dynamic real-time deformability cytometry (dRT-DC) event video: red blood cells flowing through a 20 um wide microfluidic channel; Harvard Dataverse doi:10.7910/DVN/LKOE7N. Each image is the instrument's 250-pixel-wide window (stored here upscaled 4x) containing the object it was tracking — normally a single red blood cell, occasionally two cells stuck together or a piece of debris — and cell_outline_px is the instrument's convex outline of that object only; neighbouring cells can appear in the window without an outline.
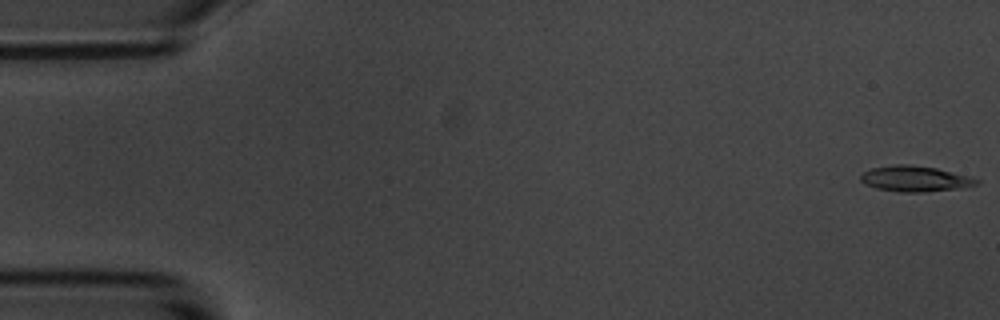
{"species": "common noctule bat (a hibernating species)", "species_latin": "Nyctalus noctula", "temperature_condition": "room temperature", "stored_images_in_passage": 55, "camera_frame_rate_fps": 3000, "um_per_image_px": 0.085, "animal": {"sex": "male", "body_mass_g": 20.1, "forearm_length_mm": 53.5}, "frame": {"image": 1, "passage_image": 1, "time_ms": 0.0, "image_size_px": [1000, 320], "cell_outline_px": [[980, 184], [960, 188], [920, 192], [900, 192], [876, 188], [864, 184], [860, 180], [860, 172], [872, 168], [896, 164], [908, 164], [936, 168], [980, 180]], "centroid_in_image_um": [77.71, 15.19], "position_along_channel_um": 7.3, "area_um2": 17.22}}
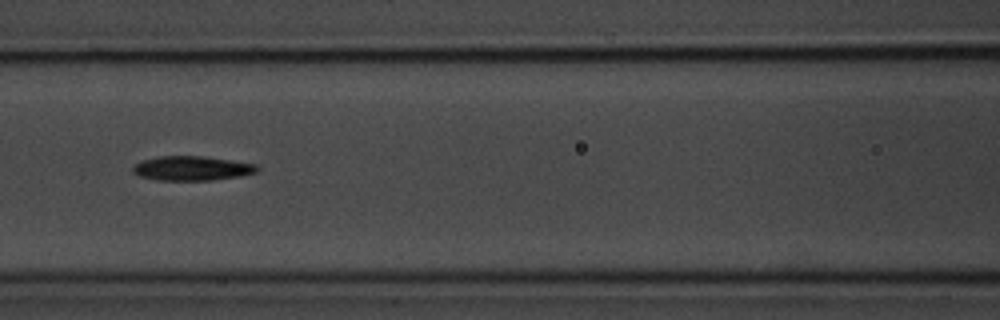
{"frame": {"image": 2, "passage_image": 24, "time_ms": 7.667, "image_size_px": [1000, 320], "cell_outline_px": [[260, 168], [256, 172], [240, 176], [212, 180], [156, 180], [140, 176], [132, 172], [132, 168], [140, 160], [160, 156], [204, 156], [256, 164]], "centroid_in_image_um": [16.3, 14.3], "position_along_channel_um": 150.3, "area_um2": 17.69}}
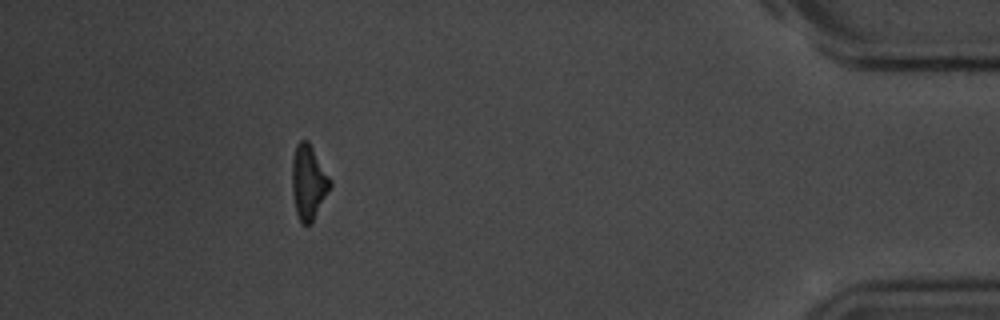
{"frame": {"image": 3, "passage_image": 50, "time_ms": 16.333, "image_size_px": [1000, 320], "cell_outline_px": [[332, 184], [312, 224], [300, 224], [296, 212], [292, 192], [292, 156], [296, 144], [300, 140], [308, 140], [332, 180]], "centroid_in_image_um": [26.22, 15.49], "position_along_channel_um": 409.0, "area_um2": 16.76}, "authors_computed_cell_mechanics": {"area_um2": 17.1666, "velocity_mm_per_s": 3.6313, "shape_relaxation_time_tau1_ms": 2.9601, "shape_relaxation_time_tau2_ms": null, "deformation_change_tau1": 0.145, "deformation_change_tau2": null}}